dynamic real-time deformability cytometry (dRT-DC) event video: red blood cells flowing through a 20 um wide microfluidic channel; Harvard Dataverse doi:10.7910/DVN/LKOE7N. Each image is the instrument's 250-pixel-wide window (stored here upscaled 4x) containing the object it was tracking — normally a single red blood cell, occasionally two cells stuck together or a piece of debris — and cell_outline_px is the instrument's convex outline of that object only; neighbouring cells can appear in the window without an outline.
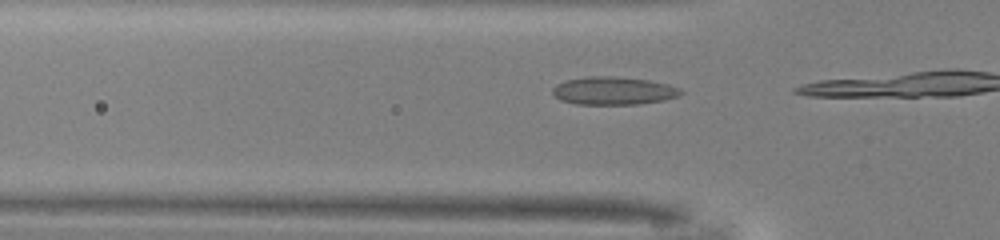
{"species": "common noctule bat (a hibernating species)", "species_latin": "Nyctalus noctula", "temperature_condition": "warm", "stored_images_in_passage": 10, "camera_frame_rate_fps": 3000, "um_per_image_px": 0.085, "animal": {"sex": "male", "body_mass_g": 13.0, "forearm_length_mm": 53.1}, "frame": {"image": 1, "passage_image": 6, "time_ms": 1.667, "image_size_px": [1000, 240], "cell_outline_px": [[684, 92], [680, 96], [664, 100], [636, 104], [576, 104], [560, 100], [552, 92], [552, 88], [556, 84], [564, 80], [588, 76], [612, 76], [648, 80], [668, 84], [680, 88]], "centroid_in_image_um": [52.14, 7.71], "position_along_channel_um": 73.7, "area_um2": 20.98}}